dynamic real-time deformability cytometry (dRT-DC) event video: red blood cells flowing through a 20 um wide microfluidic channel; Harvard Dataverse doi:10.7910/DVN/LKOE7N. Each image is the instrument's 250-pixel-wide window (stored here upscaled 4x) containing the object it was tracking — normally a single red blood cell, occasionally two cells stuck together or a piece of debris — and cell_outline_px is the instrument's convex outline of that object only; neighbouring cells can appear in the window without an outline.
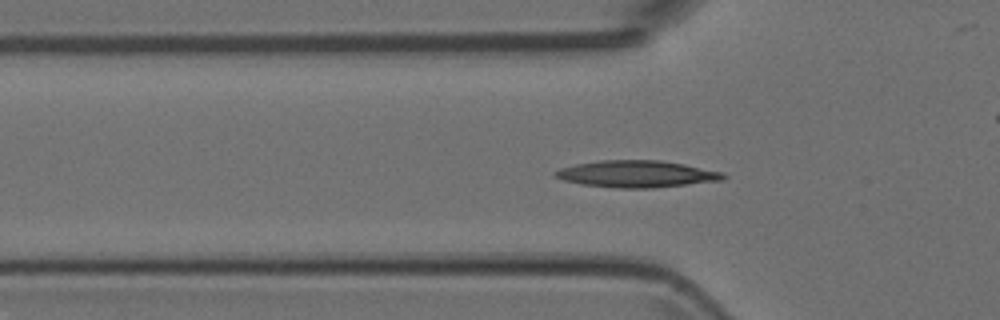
{"species": "Egyptian fruit bat (a non-hibernating species)", "species_latin": "Rousettus aegyptiacus", "temperature_condition": "room temperature", "stored_images_in_passage": 46, "camera_frame_rate_fps": 3000, "um_per_image_px": 0.085, "animal": {"sex": "female"}, "frame": {"image": 1, "passage_image": 11, "time_ms": 3.333, "image_size_px": [1000, 320], "cell_outline_px": [[728, 176], [724, 180], [652, 188], [616, 188], [580, 184], [564, 180], [552, 176], [552, 172], [560, 168], [576, 164], [600, 160], [660, 160], [684, 164], [724, 172]], "centroid_in_image_um": [54.11, 14.79], "position_along_channel_um": 71.7, "area_um2": 26.47}}
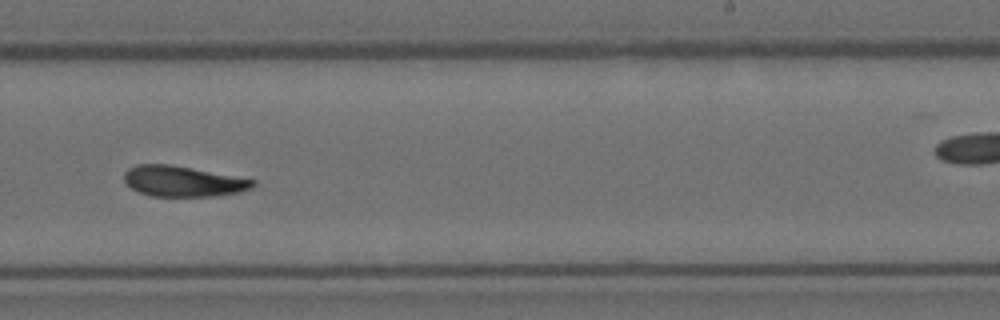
{"frame": {"image": 2, "passage_image": 26, "time_ms": 8.333, "image_size_px": [1000, 320], "cell_outline_px": [[256, 184], [252, 188], [240, 192], [212, 196], [152, 196], [140, 192], [132, 188], [124, 180], [124, 172], [128, 168], [136, 164], [172, 164], [256, 180]], "centroid_in_image_um": [15.55, 15.4], "position_along_channel_um": 273.4, "area_um2": 22.95}}
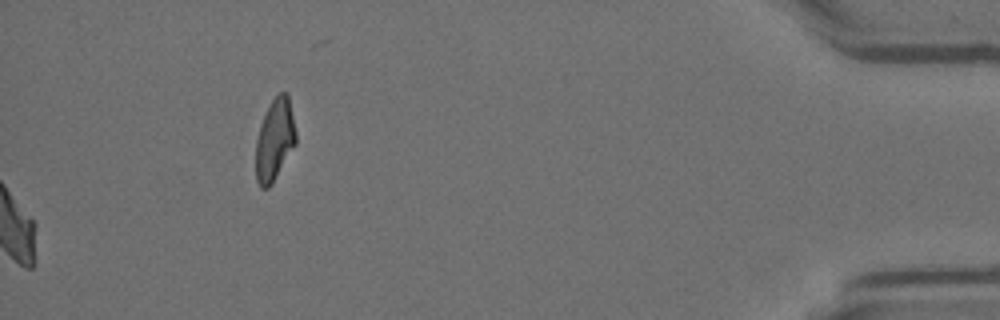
{"frame": {"image": 3, "passage_image": 46, "time_ms": 15.0, "image_size_px": [1000, 320], "cell_outline_px": [[296, 144], [272, 184], [268, 188], [260, 188], [256, 180], [256, 140], [260, 124], [272, 100], [280, 92], [288, 92], [296, 132]], "centroid_in_image_um": [23.35, 11.9], "position_along_channel_um": 411.8, "area_um2": 19.13}}